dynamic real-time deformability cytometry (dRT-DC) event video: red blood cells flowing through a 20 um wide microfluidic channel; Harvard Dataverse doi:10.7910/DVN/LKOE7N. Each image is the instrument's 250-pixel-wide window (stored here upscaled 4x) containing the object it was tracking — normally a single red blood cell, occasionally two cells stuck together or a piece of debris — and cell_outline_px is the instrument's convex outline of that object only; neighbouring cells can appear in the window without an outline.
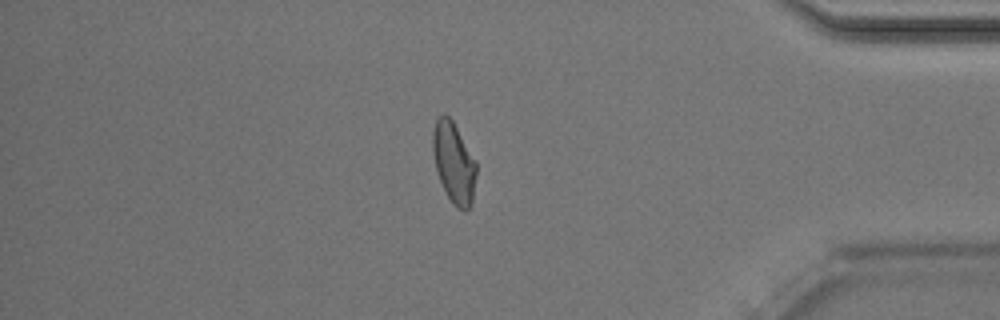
{"species": "Egyptian fruit bat (a non-hibernating species)", "species_latin": "Rousettus aegyptiacus", "temperature_condition": "room temperature", "stored_images_in_passage": 48, "camera_frame_rate_fps": 3000, "um_per_image_px": 0.085, "animal": {"sex": "male"}, "frame": {"image": 1, "passage_image": 41, "time_ms": 13.333, "image_size_px": [1000, 320], "cell_outline_px": [[476, 176], [472, 204], [464, 212], [456, 208], [452, 204], [440, 180], [436, 168], [432, 148], [432, 132], [436, 120], [440, 116], [448, 116], [452, 120], [476, 160]], "centroid_in_image_um": [38.59, 13.86], "position_along_channel_um": 396.6, "area_um2": 20.4}, "authors_computed_cell_mechanics": {"area_um2": 21.0103, "velocity_mm_per_s": 4.0113, "shape_relaxation_time_tau1_ms": 10.1711, "shape_relaxation_time_tau2_ms": 1.0031, "deformation_change_tau1": 0.1729, "deformation_change_tau2": 0.0709}}